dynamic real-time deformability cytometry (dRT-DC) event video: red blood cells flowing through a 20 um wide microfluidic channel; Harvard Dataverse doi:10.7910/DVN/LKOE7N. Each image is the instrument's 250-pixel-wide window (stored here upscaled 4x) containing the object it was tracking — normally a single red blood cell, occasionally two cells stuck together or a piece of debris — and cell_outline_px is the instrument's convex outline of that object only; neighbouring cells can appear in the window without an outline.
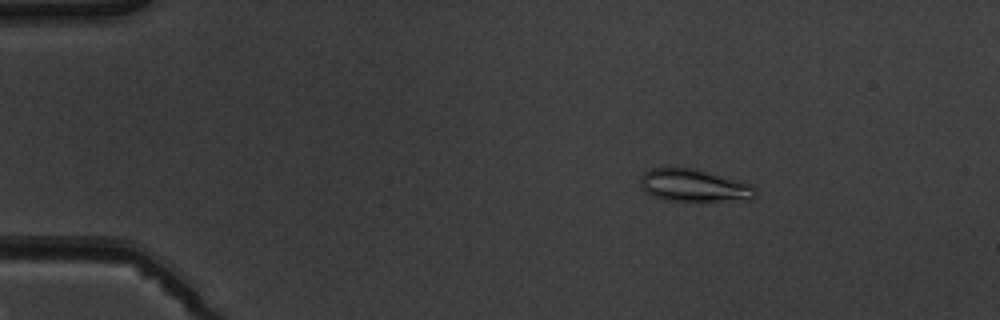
{"species": "common noctule bat (a hibernating species)", "species_latin": "Nyctalus noctula", "temperature_condition": "warm", "stored_images_in_passage": 5, "camera_frame_rate_fps": 3000, "um_per_image_px": 0.085, "animal": {"sex": "male", "body_mass_g": 19.5, "forearm_length_mm": 54.6}, "frame": {"image": 1, "passage_image": 3, "time_ms": 2.0, "image_size_px": [1000, 320], "cell_outline_px": [[756, 196], [752, 200], [664, 200], [652, 196], [644, 192], [640, 184], [640, 176], [644, 172], [652, 168], [696, 168], [752, 184], [756, 188]], "centroid_in_image_um": [58.99, 15.76], "position_along_channel_um": 26.0, "area_um2": 21.85}}